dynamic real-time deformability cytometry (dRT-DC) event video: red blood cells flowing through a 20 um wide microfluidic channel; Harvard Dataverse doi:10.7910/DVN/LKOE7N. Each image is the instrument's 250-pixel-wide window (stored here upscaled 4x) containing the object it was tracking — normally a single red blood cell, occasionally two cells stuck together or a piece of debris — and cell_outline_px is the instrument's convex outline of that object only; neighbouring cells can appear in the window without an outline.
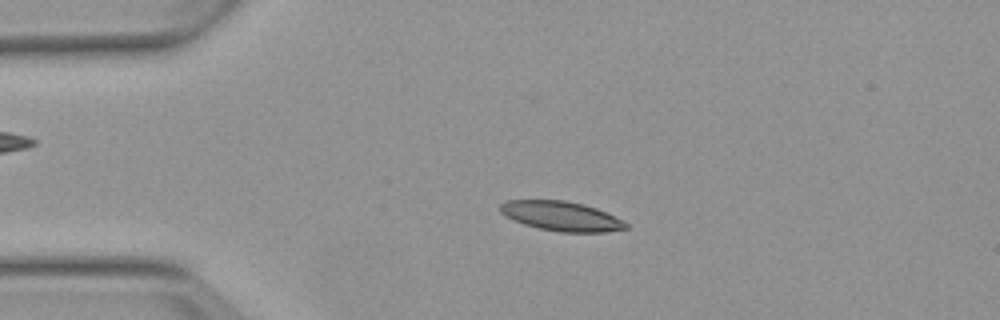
{"species": "Egyptian fruit bat (a non-hibernating species)", "species_latin": "Rousettus aegyptiacus", "temperature_condition": "warm", "stored_images_in_passage": 6, "camera_frame_rate_fps": 3000, "um_per_image_px": 0.085, "animal": {"sex": "female"}, "frame": {"image": 1, "passage_image": 5, "time_ms": 5.667, "image_size_px": [1000, 320], "cell_outline_px": [[628, 228], [608, 232], [560, 232], [540, 228], [524, 224], [512, 220], [504, 216], [500, 212], [500, 204], [508, 200], [564, 200], [584, 204], [596, 208], [624, 220], [628, 224]], "centroid_in_image_um": [47.72, 18.37], "position_along_channel_um": 37.3, "area_um2": 21.73}}